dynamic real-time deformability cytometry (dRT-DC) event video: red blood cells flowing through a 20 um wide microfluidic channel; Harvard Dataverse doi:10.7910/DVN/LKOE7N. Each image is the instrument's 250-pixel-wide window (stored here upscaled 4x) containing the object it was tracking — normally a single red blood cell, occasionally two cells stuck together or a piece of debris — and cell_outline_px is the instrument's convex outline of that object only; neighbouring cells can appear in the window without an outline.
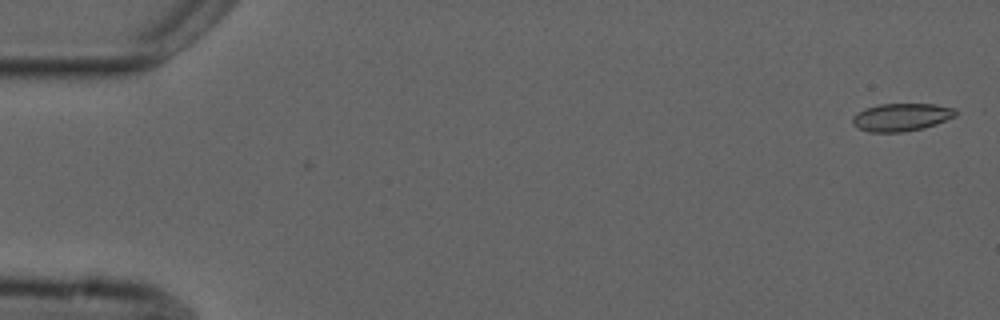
{"species": "common noctule bat (a hibernating species)", "species_latin": "Nyctalus noctula", "temperature_condition": "cold", "stored_images_in_passage": 9, "camera_frame_rate_fps": 3000, "um_per_image_px": 0.085, "animal": {"sex": "male", "forearm_length_mm": 52.5}, "frame": {"image": 1, "passage_image": 1, "time_ms": 0.0, "image_size_px": [1000, 320], "cell_outline_px": [[960, 112], [956, 116], [936, 124], [924, 128], [904, 132], [868, 132], [856, 128], [852, 124], [852, 116], [864, 108], [880, 104], [936, 104], [956, 108]], "centroid_in_image_um": [76.63, 9.96], "position_along_channel_um": 8.4, "area_um2": 17.05}}